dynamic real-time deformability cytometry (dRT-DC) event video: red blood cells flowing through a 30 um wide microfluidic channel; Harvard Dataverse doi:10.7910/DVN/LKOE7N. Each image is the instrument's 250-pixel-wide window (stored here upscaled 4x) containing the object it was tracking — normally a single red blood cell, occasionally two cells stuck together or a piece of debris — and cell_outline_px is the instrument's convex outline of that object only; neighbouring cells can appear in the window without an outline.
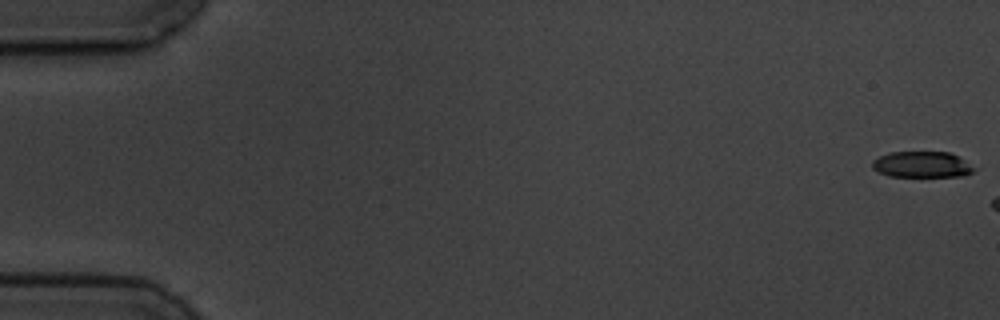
{"species": "common noctule bat (a hibernating species)", "species_latin": "Nyctalus noctula", "temperature_condition": "cold", "stored_images_in_passage": 3, "camera_frame_rate_fps": 3000, "um_per_image_px": 0.085, "animal": {"sex": "male", "body_mass_g": 19.5, "forearm_length_mm": 54.6}, "frame": {"image": 1, "passage_image": 1, "time_ms": 0.0, "image_size_px": [1000, 320], "cell_outline_px": [[980, 168], [964, 176], [888, 176], [872, 168], [872, 160], [888, 152], [948, 152]], "centroid_in_image_um": [78.39, 13.98], "position_along_channel_um": 6.6, "area_um2": 15.49}}